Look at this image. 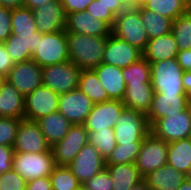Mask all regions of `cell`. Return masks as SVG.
<instances>
[{"mask_svg": "<svg viewBox=\"0 0 191 190\" xmlns=\"http://www.w3.org/2000/svg\"><path fill=\"white\" fill-rule=\"evenodd\" d=\"M69 60L81 70L102 64L108 37L66 32Z\"/></svg>", "mask_w": 191, "mask_h": 190, "instance_id": "obj_1", "label": "cell"}, {"mask_svg": "<svg viewBox=\"0 0 191 190\" xmlns=\"http://www.w3.org/2000/svg\"><path fill=\"white\" fill-rule=\"evenodd\" d=\"M149 63L154 93L186 94L182 82L184 71L176 58Z\"/></svg>", "mask_w": 191, "mask_h": 190, "instance_id": "obj_2", "label": "cell"}, {"mask_svg": "<svg viewBox=\"0 0 191 190\" xmlns=\"http://www.w3.org/2000/svg\"><path fill=\"white\" fill-rule=\"evenodd\" d=\"M112 34L127 41L142 52L149 41L140 12L136 7H127L117 15L112 28Z\"/></svg>", "mask_w": 191, "mask_h": 190, "instance_id": "obj_3", "label": "cell"}, {"mask_svg": "<svg viewBox=\"0 0 191 190\" xmlns=\"http://www.w3.org/2000/svg\"><path fill=\"white\" fill-rule=\"evenodd\" d=\"M113 129L117 144L143 142L151 133L146 114L126 107L120 114Z\"/></svg>", "mask_w": 191, "mask_h": 190, "instance_id": "obj_4", "label": "cell"}, {"mask_svg": "<svg viewBox=\"0 0 191 190\" xmlns=\"http://www.w3.org/2000/svg\"><path fill=\"white\" fill-rule=\"evenodd\" d=\"M40 67L61 64L69 60L66 31L42 33L32 58Z\"/></svg>", "mask_w": 191, "mask_h": 190, "instance_id": "obj_5", "label": "cell"}, {"mask_svg": "<svg viewBox=\"0 0 191 190\" xmlns=\"http://www.w3.org/2000/svg\"><path fill=\"white\" fill-rule=\"evenodd\" d=\"M56 164L52 149L47 152H14L12 168L27 182L36 178L50 176Z\"/></svg>", "mask_w": 191, "mask_h": 190, "instance_id": "obj_6", "label": "cell"}, {"mask_svg": "<svg viewBox=\"0 0 191 190\" xmlns=\"http://www.w3.org/2000/svg\"><path fill=\"white\" fill-rule=\"evenodd\" d=\"M81 69L71 61L42 68L43 86L58 94L78 88Z\"/></svg>", "mask_w": 191, "mask_h": 190, "instance_id": "obj_7", "label": "cell"}, {"mask_svg": "<svg viewBox=\"0 0 191 190\" xmlns=\"http://www.w3.org/2000/svg\"><path fill=\"white\" fill-rule=\"evenodd\" d=\"M150 128L155 137L167 143L188 138L191 137V115L186 108L180 113L157 119Z\"/></svg>", "mask_w": 191, "mask_h": 190, "instance_id": "obj_8", "label": "cell"}, {"mask_svg": "<svg viewBox=\"0 0 191 190\" xmlns=\"http://www.w3.org/2000/svg\"><path fill=\"white\" fill-rule=\"evenodd\" d=\"M167 156L168 143L150 133L143 140L135 166L140 175L144 177L148 173L167 165Z\"/></svg>", "mask_w": 191, "mask_h": 190, "instance_id": "obj_9", "label": "cell"}, {"mask_svg": "<svg viewBox=\"0 0 191 190\" xmlns=\"http://www.w3.org/2000/svg\"><path fill=\"white\" fill-rule=\"evenodd\" d=\"M88 137L89 133L83 125H72L63 139L51 147L55 164L68 166L89 142Z\"/></svg>", "mask_w": 191, "mask_h": 190, "instance_id": "obj_10", "label": "cell"}, {"mask_svg": "<svg viewBox=\"0 0 191 190\" xmlns=\"http://www.w3.org/2000/svg\"><path fill=\"white\" fill-rule=\"evenodd\" d=\"M6 81L12 84L24 97L43 85L42 67L33 59L15 63Z\"/></svg>", "mask_w": 191, "mask_h": 190, "instance_id": "obj_11", "label": "cell"}, {"mask_svg": "<svg viewBox=\"0 0 191 190\" xmlns=\"http://www.w3.org/2000/svg\"><path fill=\"white\" fill-rule=\"evenodd\" d=\"M94 105L85 93L76 88L73 91L60 94L58 112L73 125H83Z\"/></svg>", "mask_w": 191, "mask_h": 190, "instance_id": "obj_12", "label": "cell"}, {"mask_svg": "<svg viewBox=\"0 0 191 190\" xmlns=\"http://www.w3.org/2000/svg\"><path fill=\"white\" fill-rule=\"evenodd\" d=\"M73 175L83 184L98 172L106 168V160L89 142L77 153L68 165Z\"/></svg>", "mask_w": 191, "mask_h": 190, "instance_id": "obj_13", "label": "cell"}, {"mask_svg": "<svg viewBox=\"0 0 191 190\" xmlns=\"http://www.w3.org/2000/svg\"><path fill=\"white\" fill-rule=\"evenodd\" d=\"M60 94L40 86L25 97L24 119L36 121L39 118L58 111Z\"/></svg>", "mask_w": 191, "mask_h": 190, "instance_id": "obj_14", "label": "cell"}, {"mask_svg": "<svg viewBox=\"0 0 191 190\" xmlns=\"http://www.w3.org/2000/svg\"><path fill=\"white\" fill-rule=\"evenodd\" d=\"M13 149L14 152L39 153L49 151L51 146L36 121L21 119Z\"/></svg>", "mask_w": 191, "mask_h": 190, "instance_id": "obj_15", "label": "cell"}, {"mask_svg": "<svg viewBox=\"0 0 191 190\" xmlns=\"http://www.w3.org/2000/svg\"><path fill=\"white\" fill-rule=\"evenodd\" d=\"M125 108L121 100H109L96 103L86 118L83 126L88 133L97 130H106V128H114L116 121Z\"/></svg>", "mask_w": 191, "mask_h": 190, "instance_id": "obj_16", "label": "cell"}, {"mask_svg": "<svg viewBox=\"0 0 191 190\" xmlns=\"http://www.w3.org/2000/svg\"><path fill=\"white\" fill-rule=\"evenodd\" d=\"M141 58H143V52L140 49L119 39L112 33L108 36L102 63L123 69Z\"/></svg>", "mask_w": 191, "mask_h": 190, "instance_id": "obj_17", "label": "cell"}, {"mask_svg": "<svg viewBox=\"0 0 191 190\" xmlns=\"http://www.w3.org/2000/svg\"><path fill=\"white\" fill-rule=\"evenodd\" d=\"M65 31L87 36L108 37L112 33V28L87 11H81L66 15Z\"/></svg>", "mask_w": 191, "mask_h": 190, "instance_id": "obj_18", "label": "cell"}, {"mask_svg": "<svg viewBox=\"0 0 191 190\" xmlns=\"http://www.w3.org/2000/svg\"><path fill=\"white\" fill-rule=\"evenodd\" d=\"M33 16L40 33L65 30L66 14L61 0L49 1L34 9Z\"/></svg>", "mask_w": 191, "mask_h": 190, "instance_id": "obj_19", "label": "cell"}, {"mask_svg": "<svg viewBox=\"0 0 191 190\" xmlns=\"http://www.w3.org/2000/svg\"><path fill=\"white\" fill-rule=\"evenodd\" d=\"M187 94L154 93L151 107L146 114L150 126L160 118L182 112L187 108Z\"/></svg>", "mask_w": 191, "mask_h": 190, "instance_id": "obj_20", "label": "cell"}, {"mask_svg": "<svg viewBox=\"0 0 191 190\" xmlns=\"http://www.w3.org/2000/svg\"><path fill=\"white\" fill-rule=\"evenodd\" d=\"M93 70L107 91L109 98L122 101L126 89V82L123 79V69L102 63Z\"/></svg>", "mask_w": 191, "mask_h": 190, "instance_id": "obj_21", "label": "cell"}, {"mask_svg": "<svg viewBox=\"0 0 191 190\" xmlns=\"http://www.w3.org/2000/svg\"><path fill=\"white\" fill-rule=\"evenodd\" d=\"M187 178L168 164L143 177L150 190H177Z\"/></svg>", "mask_w": 191, "mask_h": 190, "instance_id": "obj_22", "label": "cell"}, {"mask_svg": "<svg viewBox=\"0 0 191 190\" xmlns=\"http://www.w3.org/2000/svg\"><path fill=\"white\" fill-rule=\"evenodd\" d=\"M179 52L172 32L150 39L143 51V58L148 62L164 61L177 57Z\"/></svg>", "mask_w": 191, "mask_h": 190, "instance_id": "obj_23", "label": "cell"}, {"mask_svg": "<svg viewBox=\"0 0 191 190\" xmlns=\"http://www.w3.org/2000/svg\"><path fill=\"white\" fill-rule=\"evenodd\" d=\"M47 143L52 147L61 141L73 125L64 115L56 111L36 120Z\"/></svg>", "mask_w": 191, "mask_h": 190, "instance_id": "obj_24", "label": "cell"}, {"mask_svg": "<svg viewBox=\"0 0 191 190\" xmlns=\"http://www.w3.org/2000/svg\"><path fill=\"white\" fill-rule=\"evenodd\" d=\"M25 97L8 81L0 88V117L24 119Z\"/></svg>", "mask_w": 191, "mask_h": 190, "instance_id": "obj_25", "label": "cell"}, {"mask_svg": "<svg viewBox=\"0 0 191 190\" xmlns=\"http://www.w3.org/2000/svg\"><path fill=\"white\" fill-rule=\"evenodd\" d=\"M151 84H126L122 102L126 108L147 114L153 100Z\"/></svg>", "mask_w": 191, "mask_h": 190, "instance_id": "obj_26", "label": "cell"}, {"mask_svg": "<svg viewBox=\"0 0 191 190\" xmlns=\"http://www.w3.org/2000/svg\"><path fill=\"white\" fill-rule=\"evenodd\" d=\"M167 164L191 177V137L168 143Z\"/></svg>", "mask_w": 191, "mask_h": 190, "instance_id": "obj_27", "label": "cell"}, {"mask_svg": "<svg viewBox=\"0 0 191 190\" xmlns=\"http://www.w3.org/2000/svg\"><path fill=\"white\" fill-rule=\"evenodd\" d=\"M106 168L113 180V190H130L143 179L133 163L106 165Z\"/></svg>", "mask_w": 191, "mask_h": 190, "instance_id": "obj_28", "label": "cell"}, {"mask_svg": "<svg viewBox=\"0 0 191 190\" xmlns=\"http://www.w3.org/2000/svg\"><path fill=\"white\" fill-rule=\"evenodd\" d=\"M139 12L147 36L150 39L166 35L172 30V20L156 12L144 9L141 5L135 6Z\"/></svg>", "mask_w": 191, "mask_h": 190, "instance_id": "obj_29", "label": "cell"}, {"mask_svg": "<svg viewBox=\"0 0 191 190\" xmlns=\"http://www.w3.org/2000/svg\"><path fill=\"white\" fill-rule=\"evenodd\" d=\"M78 88L85 93L94 104L111 100L93 69L81 70Z\"/></svg>", "mask_w": 191, "mask_h": 190, "instance_id": "obj_30", "label": "cell"}, {"mask_svg": "<svg viewBox=\"0 0 191 190\" xmlns=\"http://www.w3.org/2000/svg\"><path fill=\"white\" fill-rule=\"evenodd\" d=\"M141 6L172 21L190 10L185 0H144Z\"/></svg>", "mask_w": 191, "mask_h": 190, "instance_id": "obj_31", "label": "cell"}, {"mask_svg": "<svg viewBox=\"0 0 191 190\" xmlns=\"http://www.w3.org/2000/svg\"><path fill=\"white\" fill-rule=\"evenodd\" d=\"M179 50L191 49V10L172 21V30Z\"/></svg>", "mask_w": 191, "mask_h": 190, "instance_id": "obj_32", "label": "cell"}, {"mask_svg": "<svg viewBox=\"0 0 191 190\" xmlns=\"http://www.w3.org/2000/svg\"><path fill=\"white\" fill-rule=\"evenodd\" d=\"M12 34H32L37 32L33 10L25 7L12 9Z\"/></svg>", "mask_w": 191, "mask_h": 190, "instance_id": "obj_33", "label": "cell"}, {"mask_svg": "<svg viewBox=\"0 0 191 190\" xmlns=\"http://www.w3.org/2000/svg\"><path fill=\"white\" fill-rule=\"evenodd\" d=\"M123 79L126 84H151L150 63L145 58H141L123 68Z\"/></svg>", "mask_w": 191, "mask_h": 190, "instance_id": "obj_34", "label": "cell"}, {"mask_svg": "<svg viewBox=\"0 0 191 190\" xmlns=\"http://www.w3.org/2000/svg\"><path fill=\"white\" fill-rule=\"evenodd\" d=\"M88 140L89 143L99 151L105 160L108 159L112 151L117 146L113 128H106V130L91 132L89 133Z\"/></svg>", "mask_w": 191, "mask_h": 190, "instance_id": "obj_35", "label": "cell"}, {"mask_svg": "<svg viewBox=\"0 0 191 190\" xmlns=\"http://www.w3.org/2000/svg\"><path fill=\"white\" fill-rule=\"evenodd\" d=\"M50 179L52 190H79L82 186L68 166L56 165Z\"/></svg>", "mask_w": 191, "mask_h": 190, "instance_id": "obj_36", "label": "cell"}, {"mask_svg": "<svg viewBox=\"0 0 191 190\" xmlns=\"http://www.w3.org/2000/svg\"><path fill=\"white\" fill-rule=\"evenodd\" d=\"M143 142H132L131 144H117L111 155L106 160V165H117L133 163L141 150Z\"/></svg>", "mask_w": 191, "mask_h": 190, "instance_id": "obj_37", "label": "cell"}, {"mask_svg": "<svg viewBox=\"0 0 191 190\" xmlns=\"http://www.w3.org/2000/svg\"><path fill=\"white\" fill-rule=\"evenodd\" d=\"M21 119L0 117V145L14 146Z\"/></svg>", "mask_w": 191, "mask_h": 190, "instance_id": "obj_38", "label": "cell"}, {"mask_svg": "<svg viewBox=\"0 0 191 190\" xmlns=\"http://www.w3.org/2000/svg\"><path fill=\"white\" fill-rule=\"evenodd\" d=\"M82 186L86 190H113V180L107 168H104Z\"/></svg>", "mask_w": 191, "mask_h": 190, "instance_id": "obj_39", "label": "cell"}, {"mask_svg": "<svg viewBox=\"0 0 191 190\" xmlns=\"http://www.w3.org/2000/svg\"><path fill=\"white\" fill-rule=\"evenodd\" d=\"M38 38H42L39 31L32 34H11L7 40H19L24 47V61L30 60L32 54L37 50Z\"/></svg>", "mask_w": 191, "mask_h": 190, "instance_id": "obj_40", "label": "cell"}, {"mask_svg": "<svg viewBox=\"0 0 191 190\" xmlns=\"http://www.w3.org/2000/svg\"><path fill=\"white\" fill-rule=\"evenodd\" d=\"M27 181L13 168L0 176V190H26Z\"/></svg>", "mask_w": 191, "mask_h": 190, "instance_id": "obj_41", "label": "cell"}, {"mask_svg": "<svg viewBox=\"0 0 191 190\" xmlns=\"http://www.w3.org/2000/svg\"><path fill=\"white\" fill-rule=\"evenodd\" d=\"M86 11L98 20L106 22L111 28H113L116 15L106 6L98 3L97 0H93Z\"/></svg>", "mask_w": 191, "mask_h": 190, "instance_id": "obj_42", "label": "cell"}, {"mask_svg": "<svg viewBox=\"0 0 191 190\" xmlns=\"http://www.w3.org/2000/svg\"><path fill=\"white\" fill-rule=\"evenodd\" d=\"M12 10L0 6V43L6 41L12 34Z\"/></svg>", "mask_w": 191, "mask_h": 190, "instance_id": "obj_43", "label": "cell"}, {"mask_svg": "<svg viewBox=\"0 0 191 190\" xmlns=\"http://www.w3.org/2000/svg\"><path fill=\"white\" fill-rule=\"evenodd\" d=\"M7 52L13 59L14 63H21L24 61V47L23 43L19 40H6L3 42Z\"/></svg>", "mask_w": 191, "mask_h": 190, "instance_id": "obj_44", "label": "cell"}, {"mask_svg": "<svg viewBox=\"0 0 191 190\" xmlns=\"http://www.w3.org/2000/svg\"><path fill=\"white\" fill-rule=\"evenodd\" d=\"M13 146L0 145V176L12 169Z\"/></svg>", "mask_w": 191, "mask_h": 190, "instance_id": "obj_45", "label": "cell"}, {"mask_svg": "<svg viewBox=\"0 0 191 190\" xmlns=\"http://www.w3.org/2000/svg\"><path fill=\"white\" fill-rule=\"evenodd\" d=\"M15 65L3 43H0V75L7 77L9 71Z\"/></svg>", "mask_w": 191, "mask_h": 190, "instance_id": "obj_46", "label": "cell"}, {"mask_svg": "<svg viewBox=\"0 0 191 190\" xmlns=\"http://www.w3.org/2000/svg\"><path fill=\"white\" fill-rule=\"evenodd\" d=\"M65 14L86 11V8L93 0H61Z\"/></svg>", "mask_w": 191, "mask_h": 190, "instance_id": "obj_47", "label": "cell"}, {"mask_svg": "<svg viewBox=\"0 0 191 190\" xmlns=\"http://www.w3.org/2000/svg\"><path fill=\"white\" fill-rule=\"evenodd\" d=\"M26 190H52L50 176L36 178L27 182Z\"/></svg>", "mask_w": 191, "mask_h": 190, "instance_id": "obj_48", "label": "cell"}, {"mask_svg": "<svg viewBox=\"0 0 191 190\" xmlns=\"http://www.w3.org/2000/svg\"><path fill=\"white\" fill-rule=\"evenodd\" d=\"M98 3L108 7L116 16L121 14L128 6L121 0H97Z\"/></svg>", "mask_w": 191, "mask_h": 190, "instance_id": "obj_49", "label": "cell"}, {"mask_svg": "<svg viewBox=\"0 0 191 190\" xmlns=\"http://www.w3.org/2000/svg\"><path fill=\"white\" fill-rule=\"evenodd\" d=\"M176 59L183 71H191V49L179 50Z\"/></svg>", "mask_w": 191, "mask_h": 190, "instance_id": "obj_50", "label": "cell"}, {"mask_svg": "<svg viewBox=\"0 0 191 190\" xmlns=\"http://www.w3.org/2000/svg\"><path fill=\"white\" fill-rule=\"evenodd\" d=\"M25 0H0V6L8 8V9H15L24 7Z\"/></svg>", "mask_w": 191, "mask_h": 190, "instance_id": "obj_51", "label": "cell"}, {"mask_svg": "<svg viewBox=\"0 0 191 190\" xmlns=\"http://www.w3.org/2000/svg\"><path fill=\"white\" fill-rule=\"evenodd\" d=\"M182 82L187 96L191 97V71L183 72Z\"/></svg>", "mask_w": 191, "mask_h": 190, "instance_id": "obj_52", "label": "cell"}, {"mask_svg": "<svg viewBox=\"0 0 191 190\" xmlns=\"http://www.w3.org/2000/svg\"><path fill=\"white\" fill-rule=\"evenodd\" d=\"M49 1H56V0H25L24 7L34 10L39 8L40 6L45 5Z\"/></svg>", "mask_w": 191, "mask_h": 190, "instance_id": "obj_53", "label": "cell"}, {"mask_svg": "<svg viewBox=\"0 0 191 190\" xmlns=\"http://www.w3.org/2000/svg\"><path fill=\"white\" fill-rule=\"evenodd\" d=\"M130 190H150L145 182L144 179H142L140 182L135 184Z\"/></svg>", "mask_w": 191, "mask_h": 190, "instance_id": "obj_54", "label": "cell"}, {"mask_svg": "<svg viewBox=\"0 0 191 190\" xmlns=\"http://www.w3.org/2000/svg\"><path fill=\"white\" fill-rule=\"evenodd\" d=\"M177 190H191V177H188Z\"/></svg>", "mask_w": 191, "mask_h": 190, "instance_id": "obj_55", "label": "cell"}, {"mask_svg": "<svg viewBox=\"0 0 191 190\" xmlns=\"http://www.w3.org/2000/svg\"><path fill=\"white\" fill-rule=\"evenodd\" d=\"M144 0H129V7L139 6L143 3Z\"/></svg>", "mask_w": 191, "mask_h": 190, "instance_id": "obj_56", "label": "cell"}, {"mask_svg": "<svg viewBox=\"0 0 191 190\" xmlns=\"http://www.w3.org/2000/svg\"><path fill=\"white\" fill-rule=\"evenodd\" d=\"M187 108H188L189 113H190V115H191V97L188 98Z\"/></svg>", "mask_w": 191, "mask_h": 190, "instance_id": "obj_57", "label": "cell"}, {"mask_svg": "<svg viewBox=\"0 0 191 190\" xmlns=\"http://www.w3.org/2000/svg\"><path fill=\"white\" fill-rule=\"evenodd\" d=\"M6 81V77L0 75V88L2 87L3 83Z\"/></svg>", "mask_w": 191, "mask_h": 190, "instance_id": "obj_58", "label": "cell"}, {"mask_svg": "<svg viewBox=\"0 0 191 190\" xmlns=\"http://www.w3.org/2000/svg\"><path fill=\"white\" fill-rule=\"evenodd\" d=\"M187 7L191 10V0H185Z\"/></svg>", "mask_w": 191, "mask_h": 190, "instance_id": "obj_59", "label": "cell"}, {"mask_svg": "<svg viewBox=\"0 0 191 190\" xmlns=\"http://www.w3.org/2000/svg\"><path fill=\"white\" fill-rule=\"evenodd\" d=\"M121 1L124 2L129 7V0H121Z\"/></svg>", "mask_w": 191, "mask_h": 190, "instance_id": "obj_60", "label": "cell"}, {"mask_svg": "<svg viewBox=\"0 0 191 190\" xmlns=\"http://www.w3.org/2000/svg\"><path fill=\"white\" fill-rule=\"evenodd\" d=\"M79 190H86L83 186H81V188Z\"/></svg>", "mask_w": 191, "mask_h": 190, "instance_id": "obj_61", "label": "cell"}]
</instances>
